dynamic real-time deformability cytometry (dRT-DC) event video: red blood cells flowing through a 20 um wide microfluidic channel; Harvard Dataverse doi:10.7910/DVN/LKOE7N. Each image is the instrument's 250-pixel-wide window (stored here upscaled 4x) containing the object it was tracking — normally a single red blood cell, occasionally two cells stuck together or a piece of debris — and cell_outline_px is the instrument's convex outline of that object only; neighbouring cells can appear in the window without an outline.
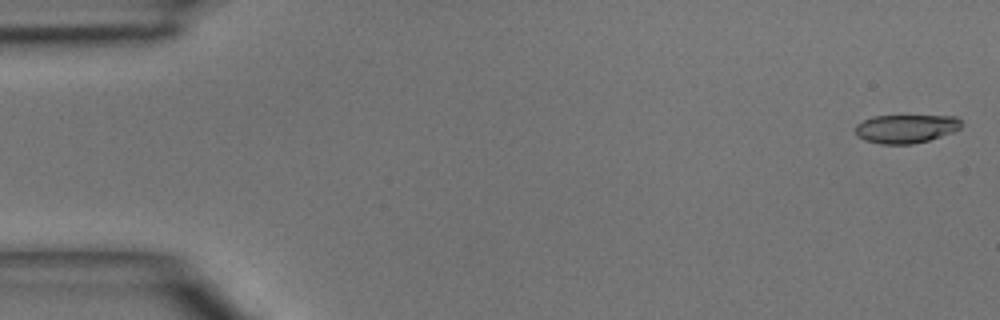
{"species": "common noctule bat (a hibernating species)", "species_latin": "Nyctalus noctula", "temperature_condition": "room temperature", "stored_images_in_passage": 46, "camera_frame_rate_fps": 3000, "um_per_image_px": 0.085, "animal": {"sex": "male", "body_mass_g": 15.6}, "frame": {"image": 1, "passage_image": 1, "time_ms": 0.0, "image_size_px": [1000, 320], "cell_outline_px": [[960, 128], [956, 132], [928, 140], [912, 144], [880, 144], [864, 140], [856, 136], [856, 124], [872, 116], [956, 116], [960, 120]], "centroid_in_image_um": [77.0, 10.94], "position_along_channel_um": 8.0, "area_um2": 17.69}}
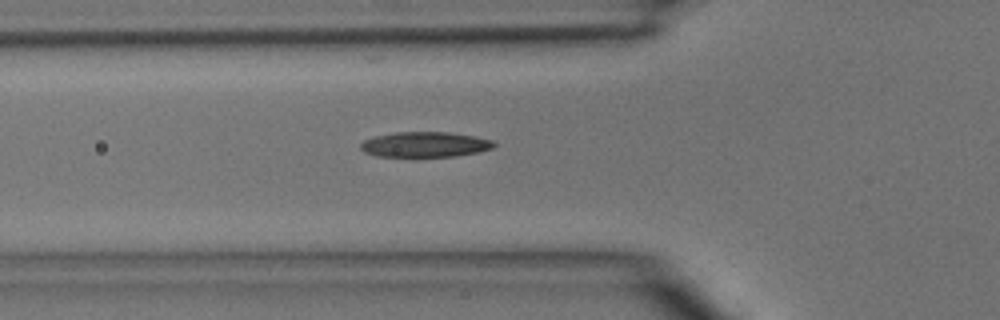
{"frame": {"image": 2, "passage_image": 16, "time_ms": 5.0, "image_size_px": [1000, 320], "cell_outline_px": [[496, 144], [492, 148], [480, 152], [456, 156], [376, 156], [364, 152], [360, 148], [360, 144], [364, 140], [376, 136], [396, 132], [448, 132], [476, 136], [492, 140]], "centroid_in_image_um": [36.14, 12.28], "position_along_channel_um": 89.7, "area_um2": 19.59}}
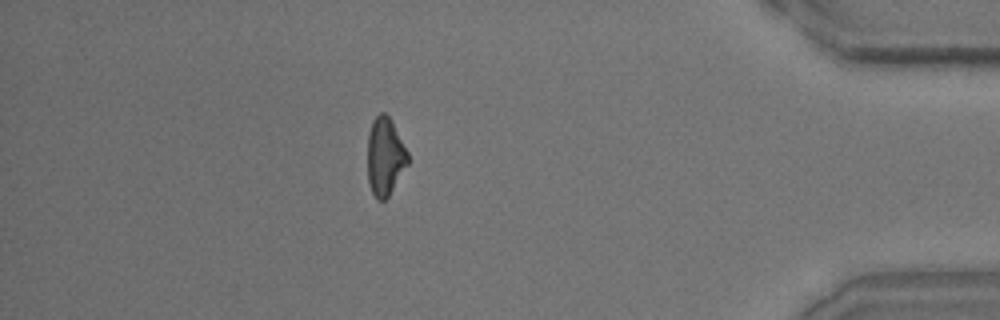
{"frame": {"image": 3, "passage_image": 41, "time_ms": 13.333, "image_size_px": [1000, 320], "cell_outline_px": [[408, 164], [388, 196], [384, 200], [376, 200], [372, 192], [368, 180], [368, 132], [372, 120], [380, 112], [384, 112], [392, 120], [408, 152]], "centroid_in_image_um": [32.72, 13.28], "position_along_channel_um": 402.5, "area_um2": 18.32}}